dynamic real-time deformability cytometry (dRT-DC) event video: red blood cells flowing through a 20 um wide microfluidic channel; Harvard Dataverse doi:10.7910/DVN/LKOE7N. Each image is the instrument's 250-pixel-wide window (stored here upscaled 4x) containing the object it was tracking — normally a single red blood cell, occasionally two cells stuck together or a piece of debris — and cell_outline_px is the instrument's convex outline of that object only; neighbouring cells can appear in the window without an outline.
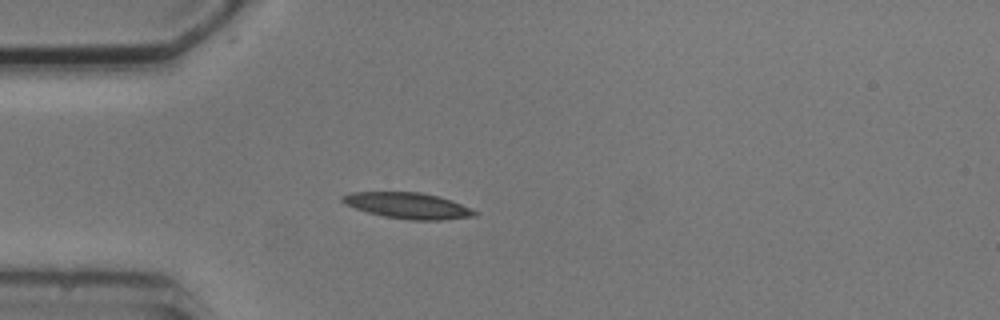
{"species": "common noctule bat (a hibernating species)", "species_latin": "Nyctalus noctula", "temperature_condition": "cold", "stored_images_in_passage": 5, "camera_frame_rate_fps": 3000, "um_per_image_px": 0.085, "animal": {"sex": "male", "body_mass_g": 20.5, "forearm_length_mm": 52.5}, "frame": {"image": 1, "passage_image": 4, "time_ms": 3.667, "image_size_px": [1000, 320], "cell_outline_px": [[480, 212], [476, 216], [440, 220], [408, 220], [384, 216], [368, 212], [344, 204], [340, 200], [340, 196], [352, 192], [420, 192], [440, 196], [452, 200]], "centroid_in_image_um": [34.69, 17.47], "position_along_channel_um": 50.3, "area_um2": 20.17}}